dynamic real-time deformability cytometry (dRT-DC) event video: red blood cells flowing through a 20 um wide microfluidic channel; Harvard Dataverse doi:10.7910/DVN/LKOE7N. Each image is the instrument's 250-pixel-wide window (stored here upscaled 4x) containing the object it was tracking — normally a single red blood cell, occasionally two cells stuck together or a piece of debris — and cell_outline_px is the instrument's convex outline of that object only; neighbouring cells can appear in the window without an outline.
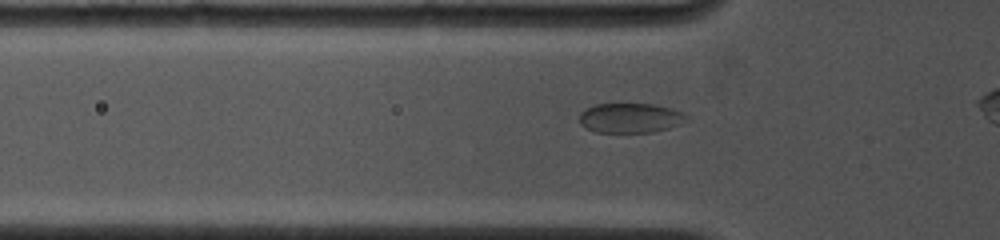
{"species": "common noctule bat (a hibernating species)", "species_latin": "Nyctalus noctula", "temperature_condition": "cold", "stored_images_in_passage": 67, "camera_frame_rate_fps": 4500, "um_per_image_px": 0.085, "animal": {"sex": "female", "body_mass_g": 19.0, "forearm_length_mm": 53.3}, "frame": {"image": 1, "passage_image": 18, "time_ms": 2.889, "image_size_px": [1000, 240], "cell_outline_px": [[688, 116], [680, 124], [668, 128], [652, 132], [596, 132], [580, 124], [580, 112], [596, 104], [652, 104], [668, 108], [680, 112]], "centroid_in_image_um": [53.54, 10.03], "position_along_channel_um": 72.3, "area_um2": 18.15}}
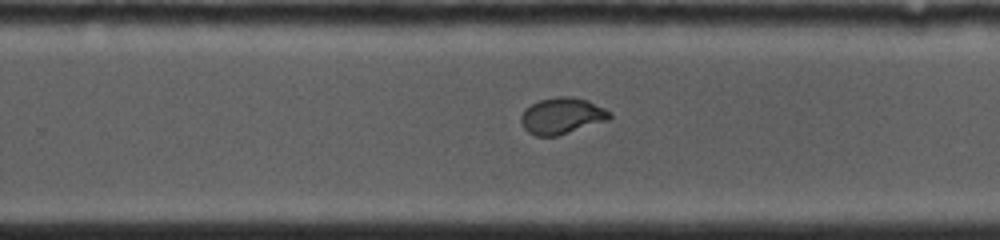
{"frame": {"image": 2, "passage_image": 48, "time_ms": 8.222, "image_size_px": [1000, 240], "cell_outline_px": [[612, 116], [608, 120], [556, 136], [536, 136], [528, 132], [524, 128], [520, 120], [520, 116], [532, 104], [540, 100], [556, 96], [568, 96], [588, 100], [612, 112]], "centroid_in_image_um": [47.78, 9.84], "position_along_channel_um": 282.0, "area_um2": 18.61}}
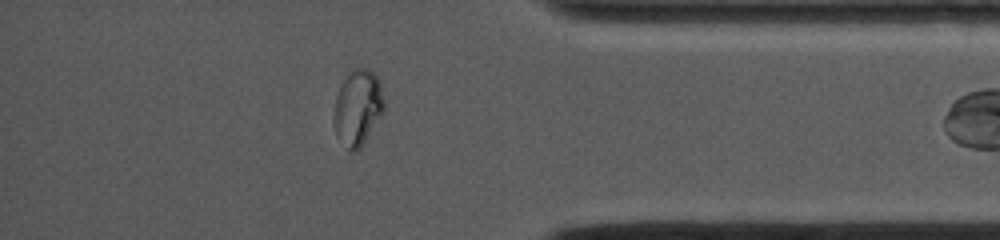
{"frame": {"image": 3, "passage_image": 66, "time_ms": 11.556, "image_size_px": [1000, 240], "cell_outline_px": [[384, 108], [360, 148], [356, 152], [352, 152], [336, 136], [332, 120], [332, 112], [336, 96], [340, 84], [352, 72], [360, 68], [364, 68], [372, 72], [380, 80], [384, 100]], "centroid_in_image_um": [30.37, 9.16], "position_along_channel_um": 404.8, "area_um2": 21.85}}